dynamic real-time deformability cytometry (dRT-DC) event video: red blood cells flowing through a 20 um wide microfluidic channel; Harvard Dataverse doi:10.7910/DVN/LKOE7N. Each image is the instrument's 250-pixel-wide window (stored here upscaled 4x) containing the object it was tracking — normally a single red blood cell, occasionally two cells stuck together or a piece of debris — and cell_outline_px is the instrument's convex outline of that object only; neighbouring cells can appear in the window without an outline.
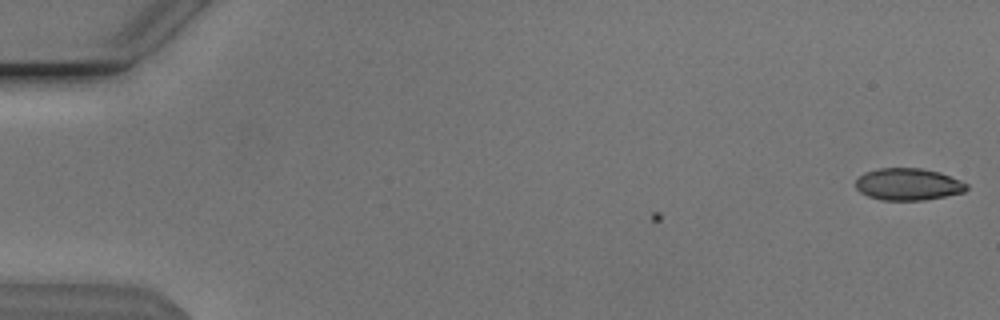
{"species": "Egyptian fruit bat (a non-hibernating species)", "species_latin": "Rousettus aegyptiacus", "temperature_condition": "cold", "stored_images_in_passage": 4, "camera_frame_rate_fps": 3000, "um_per_image_px": 0.085, "animal": {"sex": "male"}, "frame": {"image": 1, "passage_image": 1, "time_ms": 0.0, "image_size_px": [1000, 320], "cell_outline_px": [[968, 188], [964, 192], [924, 200], [880, 200], [868, 196], [860, 192], [856, 188], [856, 180], [864, 172], [880, 168], [920, 168], [940, 172], [960, 180], [968, 184]], "centroid_in_image_um": [77.19, 15.66], "position_along_channel_um": 7.8, "area_um2": 20.69}}